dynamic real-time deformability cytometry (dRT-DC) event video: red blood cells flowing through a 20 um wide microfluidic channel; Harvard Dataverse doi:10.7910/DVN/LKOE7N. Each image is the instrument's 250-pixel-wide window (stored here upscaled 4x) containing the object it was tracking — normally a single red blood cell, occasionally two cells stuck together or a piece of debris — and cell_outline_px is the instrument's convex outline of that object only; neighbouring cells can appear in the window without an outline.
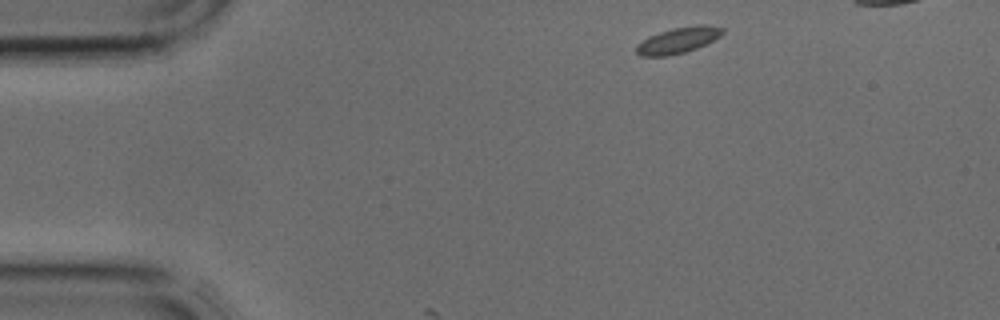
{"species": "common noctule bat (a hibernating species)", "species_latin": "Nyctalus noctula", "temperature_condition": "cold", "stored_images_in_passage": 3, "segment_of_instrument_passage": [2, 2], "camera_frame_rate_fps": 3000, "um_per_image_px": 0.085, "animal": {"sex": "male", "body_mass_g": 17.9, "forearm_length_mm": 54.2}, "frame": {"image": 1, "passage_image": 3, "time_ms": 0.667, "image_size_px": [1000, 320], "cell_outline_px": [[724, 32], [720, 36], [696, 48], [684, 52], [668, 56], [640, 56], [636, 52], [636, 48], [648, 36], [672, 28], [696, 24], [704, 24], [724, 28]], "centroid_in_image_um": [57.66, 3.41], "position_along_channel_um": 27.3, "area_um2": 12.89}}